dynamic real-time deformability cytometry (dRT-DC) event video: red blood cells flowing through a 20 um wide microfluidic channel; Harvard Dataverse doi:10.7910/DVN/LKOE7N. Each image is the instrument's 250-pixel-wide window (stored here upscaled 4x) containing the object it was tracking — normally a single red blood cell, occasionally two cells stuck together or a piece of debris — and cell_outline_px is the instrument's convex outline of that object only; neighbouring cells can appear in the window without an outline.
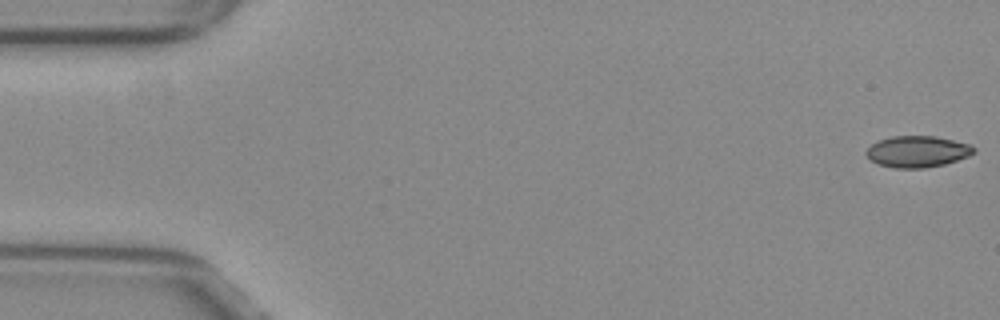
{"species": "common noctule bat (a hibernating species)", "species_latin": "Nyctalus noctula", "temperature_condition": "warm", "stored_images_in_passage": 14, "camera_frame_rate_fps": 3000, "um_per_image_px": 0.085, "animal": {"sex": "female", "body_mass_g": 29.2, "forearm_length_mm": 56.3}, "frame": {"image": 1, "passage_image": 1, "time_ms": 0.0, "image_size_px": [1000, 320], "cell_outline_px": [[976, 152], [968, 156], [944, 164], [924, 168], [896, 168], [880, 164], [872, 160], [864, 152], [872, 144], [880, 140], [892, 136], [936, 136], [968, 144], [976, 148]], "centroid_in_image_um": [77.99, 12.88], "position_along_channel_um": 7.0, "area_um2": 19.42}}
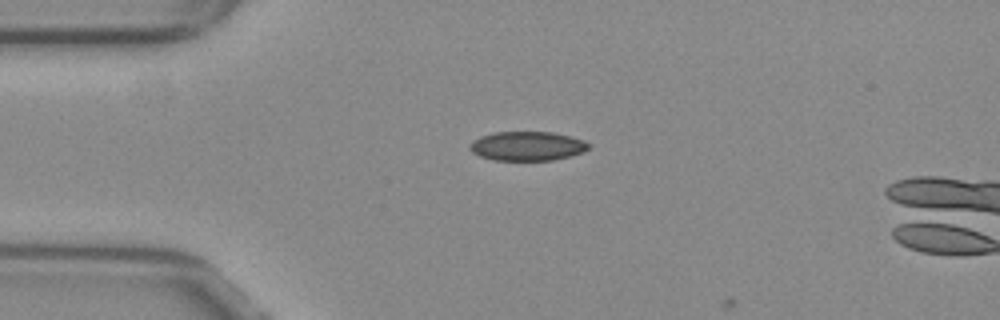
{"frame": {"image": 2, "passage_image": 13, "time_ms": 4.0, "image_size_px": [1000, 320], "cell_outline_px": [[588, 148], [572, 156], [552, 160], [496, 160], [480, 156], [472, 152], [468, 148], [468, 144], [472, 140], [480, 136], [492, 132], [552, 132], [584, 140], [588, 144]], "centroid_in_image_um": [44.75, 12.41], "position_along_channel_um": 40.3, "area_um2": 20.17}}